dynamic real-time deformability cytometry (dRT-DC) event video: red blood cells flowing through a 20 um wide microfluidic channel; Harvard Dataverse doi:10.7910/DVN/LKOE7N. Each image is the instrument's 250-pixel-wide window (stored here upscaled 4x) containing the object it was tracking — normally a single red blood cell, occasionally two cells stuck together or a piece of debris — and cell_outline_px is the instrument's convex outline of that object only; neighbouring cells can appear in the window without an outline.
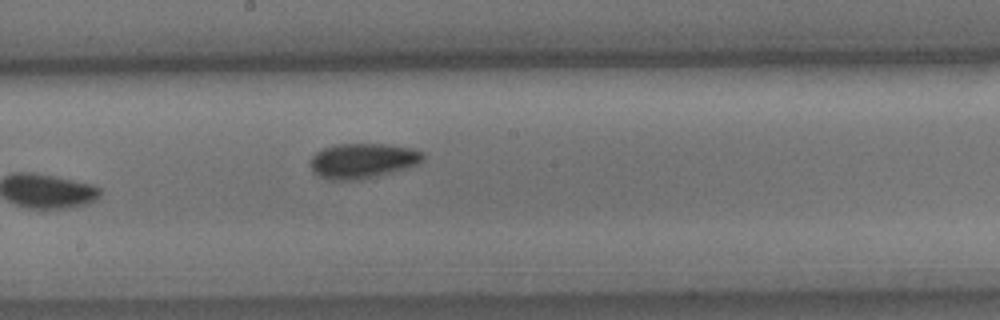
{"species": "common noctule bat (a hibernating species)", "species_latin": "Nyctalus noctula", "temperature_condition": "cold", "stored_images_in_passage": 7, "camera_frame_rate_fps": 3000, "um_per_image_px": 0.085, "animal": {"sex": "male", "body_mass_g": 15.6}, "frame": {"image": 1, "passage_image": 7, "time_ms": 2.0, "image_size_px": [1000, 320], "cell_outline_px": [[424, 160], [420, 164], [408, 168], [360, 180], [332, 180], [320, 176], [312, 172], [312, 156], [316, 152], [332, 144], [384, 144], [412, 148], [424, 152]], "centroid_in_image_um": [30.87, 13.66], "position_along_channel_um": 217.3, "area_um2": 23.12}}